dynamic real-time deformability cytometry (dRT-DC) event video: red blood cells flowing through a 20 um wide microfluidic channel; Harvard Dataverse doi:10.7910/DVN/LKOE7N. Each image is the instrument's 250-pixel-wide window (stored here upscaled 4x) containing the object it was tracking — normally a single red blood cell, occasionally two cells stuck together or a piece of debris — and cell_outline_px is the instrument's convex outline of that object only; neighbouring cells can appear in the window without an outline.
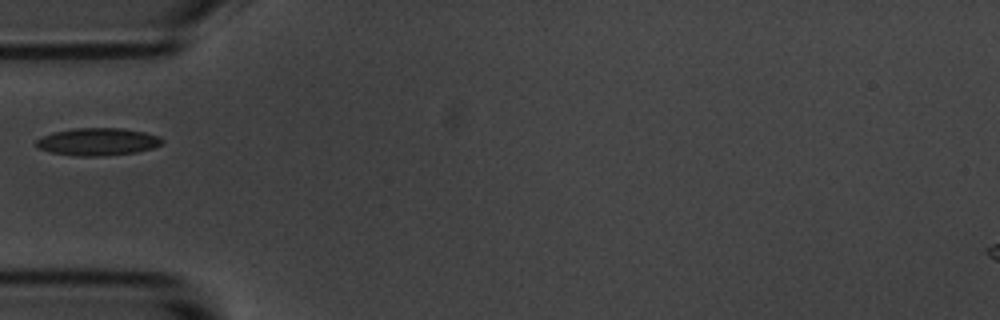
{"species": "common noctule bat (a hibernating species)", "species_latin": "Nyctalus noctula", "temperature_condition": "room temperature", "stored_images_in_passage": 7, "camera_frame_rate_fps": 3000, "um_per_image_px": 0.085, "animal": {"sex": "male", "body_mass_g": 20.1, "forearm_length_mm": 53.5}, "frame": {"image": 1, "passage_image": 6, "time_ms": 6.0, "image_size_px": [1000, 320], "cell_outline_px": [[164, 140], [160, 144], [152, 148], [136, 152], [100, 156], [76, 156], [52, 152], [40, 148], [36, 144], [36, 140], [52, 132], [76, 128], [124, 128], [144, 132], [160, 136]], "centroid_in_image_um": [8.33, 12.04], "position_along_channel_um": 76.7, "area_um2": 20.0}}